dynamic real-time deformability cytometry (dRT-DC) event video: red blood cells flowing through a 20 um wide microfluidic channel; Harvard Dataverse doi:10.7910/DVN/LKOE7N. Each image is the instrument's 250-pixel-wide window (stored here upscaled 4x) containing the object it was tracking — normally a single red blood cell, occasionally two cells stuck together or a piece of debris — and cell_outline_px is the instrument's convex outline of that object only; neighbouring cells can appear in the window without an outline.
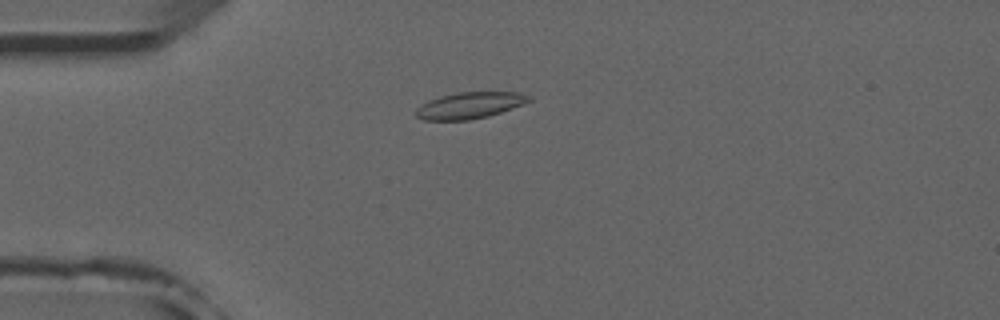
{"species": "common noctule bat (a hibernating species)", "species_latin": "Nyctalus noctula", "temperature_condition": "room temperature", "stored_images_in_passage": 53, "camera_frame_rate_fps": 3000, "um_per_image_px": 0.085, "animal": {"sex": "male", "forearm_length_mm": 52.5}, "frame": {"image": 1, "passage_image": 14, "time_ms": 4.333, "image_size_px": [1000, 320], "cell_outline_px": [[532, 100], [512, 108], [488, 116], [468, 120], [424, 120], [416, 116], [416, 108], [428, 100], [440, 96], [460, 92], [520, 92], [532, 96]], "centroid_in_image_um": [39.93, 8.95], "position_along_channel_um": 45.1, "area_um2": 17.34}}
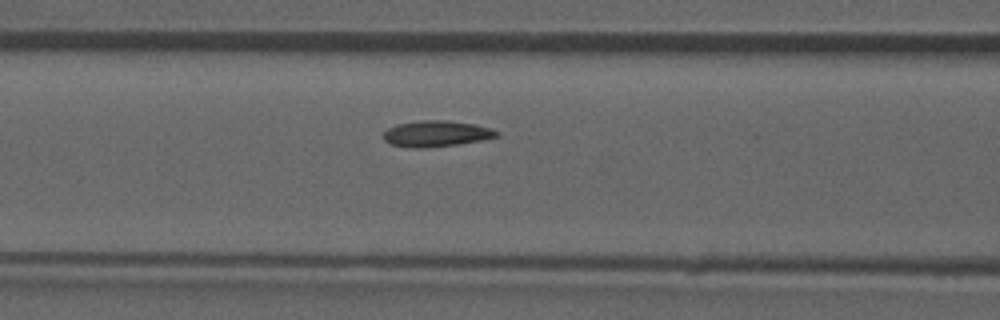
{"frame": {"image": 2, "passage_image": 22, "time_ms": 7.0, "image_size_px": [1000, 320], "cell_outline_px": [[500, 136], [480, 140], [456, 144], [424, 148], [412, 148], [392, 144], [384, 140], [384, 132], [388, 128], [396, 124], [424, 120], [444, 120], [472, 124], [488, 128], [500, 132]], "centroid_in_image_um": [37.06, 11.36], "position_along_channel_um": 129.5, "area_um2": 16.88}}
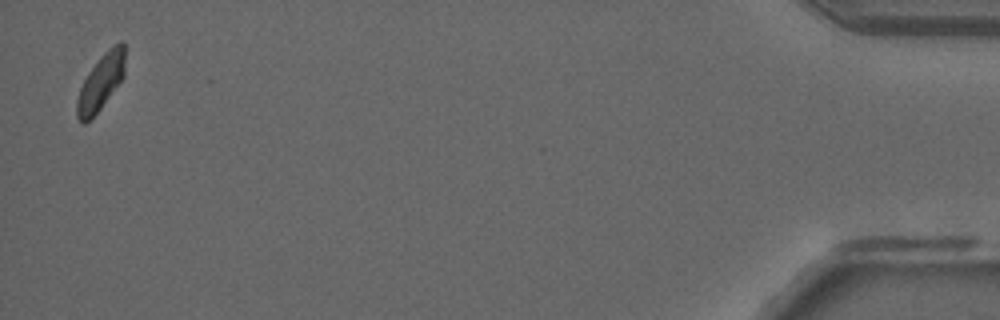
{"frame": {"image": 3, "passage_image": 52, "time_ms": 17.0, "image_size_px": [1000, 320], "cell_outline_px": [[124, 76], [100, 108], [84, 124], [80, 124], [76, 116], [76, 100], [80, 88], [88, 72], [100, 56], [112, 44], [120, 40], [124, 40]], "centroid_in_image_um": [8.55, 6.95], "position_along_channel_um": 426.6, "area_um2": 15.61}, "authors_computed_cell_mechanics": {"area_um2": 16.5308, "velocity_mm_per_s": 3.9023, "shape_relaxation_time_tau1_ms": 5.416, "shape_relaxation_time_tau2_ms": 5.024, "deformation_change_tau1": 0.1011, "deformation_change_tau2": 0.0783}}